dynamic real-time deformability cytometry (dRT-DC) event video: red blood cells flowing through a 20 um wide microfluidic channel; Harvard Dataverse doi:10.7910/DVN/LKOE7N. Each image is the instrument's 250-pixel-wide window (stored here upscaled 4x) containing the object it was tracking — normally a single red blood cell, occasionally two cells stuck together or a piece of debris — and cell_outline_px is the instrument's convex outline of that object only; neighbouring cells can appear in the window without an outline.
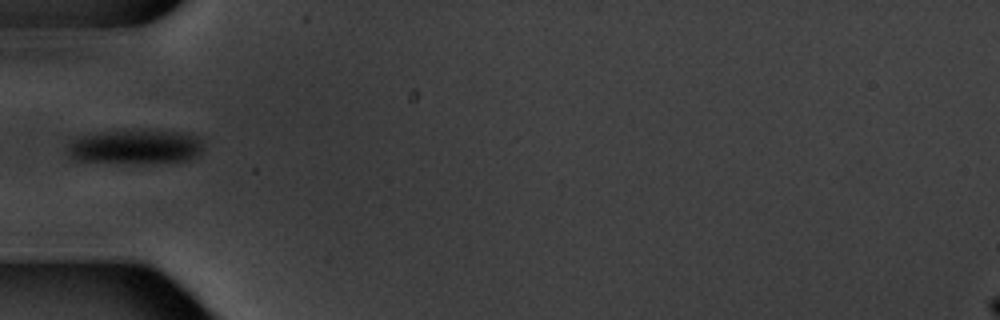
{"species": "common noctule bat (a hibernating species)", "species_latin": "Nyctalus noctula", "temperature_condition": "warm", "stored_images_in_passage": 11, "camera_frame_rate_fps": 3000, "um_per_image_px": 0.085, "animal": {"sex": "male", "body_mass_g": 20.1, "forearm_length_mm": 53.5}, "frame": {"image": 1, "passage_image": 1, "time_ms": 0.0, "image_size_px": [1000, 320], "cell_outline_px": [[204, 148], [196, 156], [188, 160], [76, 160], [68, 152], [68, 144], [72, 140], [80, 136], [100, 132], [176, 132], [196, 136], [200, 140]], "centroid_in_image_um": [11.5, 12.44], "position_along_channel_um": 73.5, "area_um2": 24.97}}
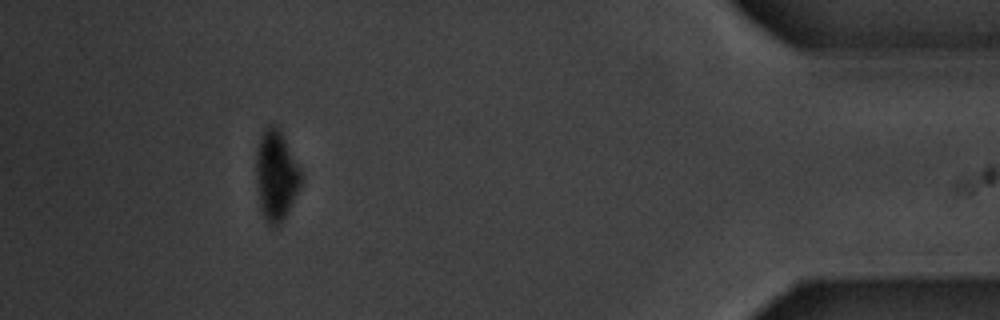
{"frame": {"image": 2, "passage_image": 10, "time_ms": 11.333, "image_size_px": [1000, 320], "cell_outline_px": [[300, 184], [284, 216], [276, 228], [268, 224], [264, 220], [260, 208], [256, 184], [256, 152], [260, 140], [268, 124], [272, 124], [280, 128], [300, 168]], "centroid_in_image_um": [23.43, 14.9], "position_along_channel_um": 411.8, "area_um2": 23.18}, "authors_computed_cell_mechanics": {"area_um2": 26.299, "velocity_mm_per_s": 3.4505, "shape_relaxation_time_tau1_ms": 1.2127, "shape_relaxation_time_tau2_ms": null, "deformation_change_tau1": 0.0712, "deformation_change_tau2": null}}